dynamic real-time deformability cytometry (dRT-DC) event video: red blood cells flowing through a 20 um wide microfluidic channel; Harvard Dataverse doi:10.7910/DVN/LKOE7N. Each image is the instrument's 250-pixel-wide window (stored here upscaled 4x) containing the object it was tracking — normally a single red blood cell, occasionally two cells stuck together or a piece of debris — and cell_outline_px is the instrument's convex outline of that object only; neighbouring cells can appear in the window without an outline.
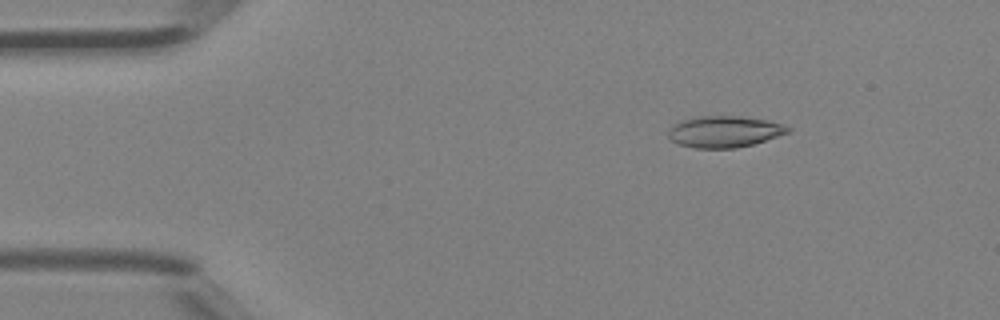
{"species": "Egyptian fruit bat (a non-hibernating species)", "species_latin": "Rousettus aegyptiacus", "temperature_condition": "room temperature", "stored_images_in_passage": 3, "camera_frame_rate_fps": 3000, "um_per_image_px": 0.085, "animal": {"sex": "female"}, "frame": {"image": 1, "passage_image": 2, "time_ms": 0.333, "image_size_px": [1000, 320], "cell_outline_px": [[792, 128], [788, 132], [752, 144], [736, 148], [696, 148], [680, 144], [672, 140], [668, 136], [668, 128], [680, 120], [700, 116], [740, 116], [768, 120], [784, 124]], "centroid_in_image_um": [61.55, 11.17], "position_along_channel_um": 23.4, "area_um2": 21.79}}